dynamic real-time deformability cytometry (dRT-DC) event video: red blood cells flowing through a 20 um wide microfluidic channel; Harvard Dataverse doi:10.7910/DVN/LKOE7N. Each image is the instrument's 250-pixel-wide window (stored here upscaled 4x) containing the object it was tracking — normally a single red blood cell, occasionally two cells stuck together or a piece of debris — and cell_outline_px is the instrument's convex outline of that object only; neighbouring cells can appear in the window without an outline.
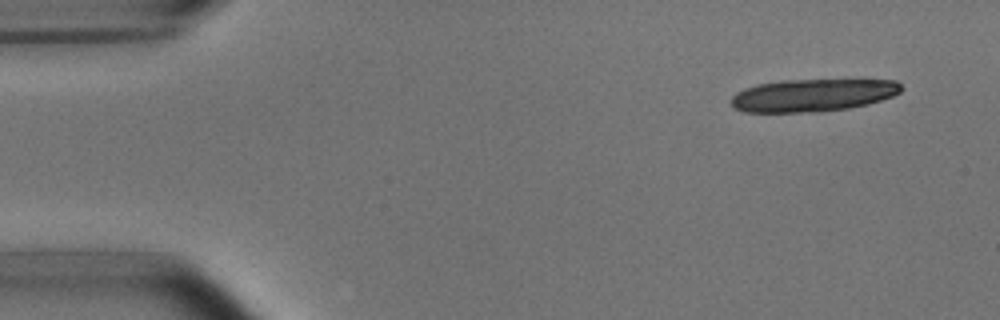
{"species": "common noctule bat (a hibernating species)", "species_latin": "Nyctalus noctula", "temperature_condition": "room temperature", "stored_images_in_passage": 4, "camera_frame_rate_fps": 3000, "um_per_image_px": 0.085, "animal": {"sex": "male", "body_mass_g": 15.6}, "frame": {"image": 1, "passage_image": 1, "time_ms": 0.0, "image_size_px": [1000, 320], "cell_outline_px": [[904, 88], [900, 92], [892, 96], [868, 104], [848, 108], [820, 112], [744, 112], [736, 108], [732, 104], [732, 96], [736, 92], [744, 88], [756, 84], [784, 80], [896, 80]], "centroid_in_image_um": [69.08, 8.09], "position_along_channel_um": 15.9, "area_um2": 32.31}}